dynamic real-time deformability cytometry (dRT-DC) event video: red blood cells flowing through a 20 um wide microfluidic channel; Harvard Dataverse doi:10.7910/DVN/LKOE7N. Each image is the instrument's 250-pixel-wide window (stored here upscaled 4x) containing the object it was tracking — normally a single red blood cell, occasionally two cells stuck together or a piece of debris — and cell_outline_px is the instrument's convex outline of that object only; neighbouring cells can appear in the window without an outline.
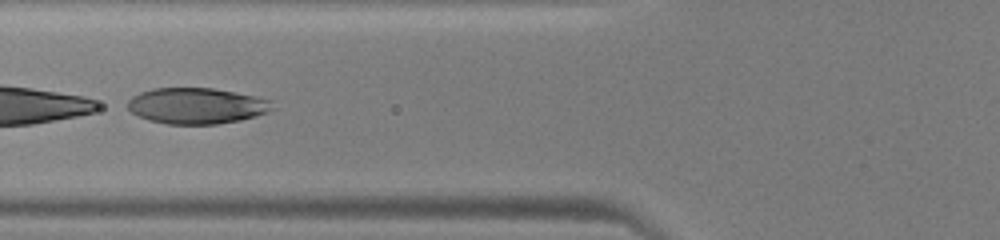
{"species": "human", "species_latin": "Homo sapiens", "temperature_condition": "warm", "stored_images_in_passage": 45, "segment_of_instrument_passage": [2, 2], "camera_frame_rate_fps": 3000, "um_per_image_px": 0.085, "donor": {"sex": "male"}, "frame": {"image": 1, "passage_image": 18, "time_ms": 5.667, "image_size_px": [1000, 240], "cell_outline_px": [[272, 108], [268, 112], [240, 120], [216, 124], [168, 124], [148, 120], [132, 112], [128, 108], [128, 100], [132, 96], [140, 92], [152, 88], [212, 88], [256, 96], [272, 100]], "centroid_in_image_um": [16.7, 8.99], "position_along_channel_um": 109.1, "area_um2": 30.23}}
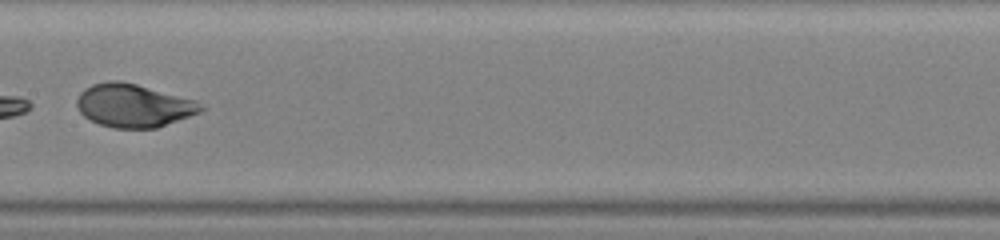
{"frame": {"image": 2, "passage_image": 24, "time_ms": 7.667, "image_size_px": [1000, 240], "cell_outline_px": [[208, 108], [200, 112], [156, 128], [112, 128], [100, 124], [84, 116], [80, 112], [76, 104], [76, 100], [80, 92], [84, 88], [92, 84], [108, 80], [120, 80], [136, 84], [196, 100]], "centroid_in_image_um": [11.35, 8.96], "position_along_channel_um": 196.1, "area_um2": 31.27}}
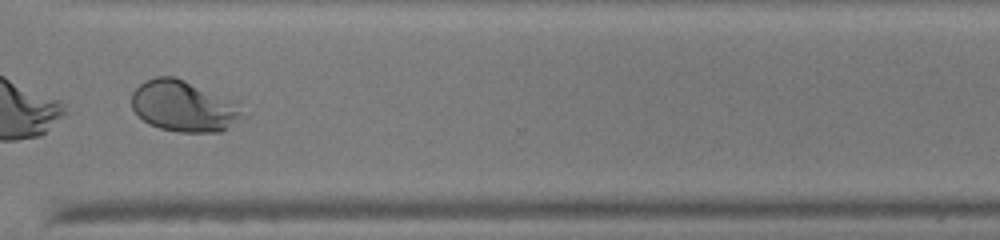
{"frame": {"image": 3, "passage_image": 35, "time_ms": 11.333, "image_size_px": [1000, 240], "cell_outline_px": [[240, 100], [236, 116], [220, 132], [180, 132], [160, 128], [148, 124], [132, 108], [132, 92], [144, 80], [156, 76], [176, 76]], "centroid_in_image_um": [15.55, 8.96], "position_along_channel_um": 355.0, "area_um2": 32.83}}